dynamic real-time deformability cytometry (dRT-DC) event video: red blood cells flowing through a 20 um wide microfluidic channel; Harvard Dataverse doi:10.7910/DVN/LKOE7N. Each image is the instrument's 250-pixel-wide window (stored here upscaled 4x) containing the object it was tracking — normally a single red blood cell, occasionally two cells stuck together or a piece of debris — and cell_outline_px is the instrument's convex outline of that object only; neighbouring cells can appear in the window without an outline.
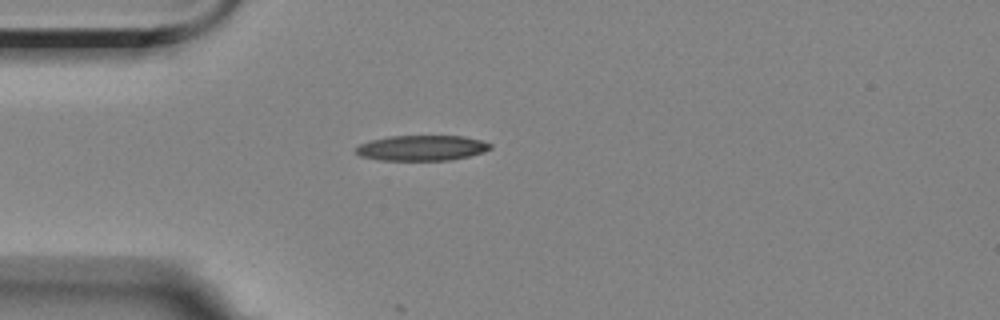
{"species": "Egyptian fruit bat (a non-hibernating species)", "species_latin": "Rousettus aegyptiacus", "temperature_condition": "room temperature", "stored_images_in_passage": 5, "camera_frame_rate_fps": 3000, "um_per_image_px": 0.085, "animal": {"sex": "female"}, "frame": {"image": 1, "passage_image": 5, "time_ms": 4.667, "image_size_px": [1000, 320], "cell_outline_px": [[492, 148], [484, 152], [452, 160], [380, 160], [360, 156], [356, 152], [356, 148], [360, 144], [368, 140], [388, 136], [464, 136], [480, 140], [492, 144]], "centroid_in_image_um": [35.85, 12.57], "position_along_channel_um": 49.2, "area_um2": 19.94}}